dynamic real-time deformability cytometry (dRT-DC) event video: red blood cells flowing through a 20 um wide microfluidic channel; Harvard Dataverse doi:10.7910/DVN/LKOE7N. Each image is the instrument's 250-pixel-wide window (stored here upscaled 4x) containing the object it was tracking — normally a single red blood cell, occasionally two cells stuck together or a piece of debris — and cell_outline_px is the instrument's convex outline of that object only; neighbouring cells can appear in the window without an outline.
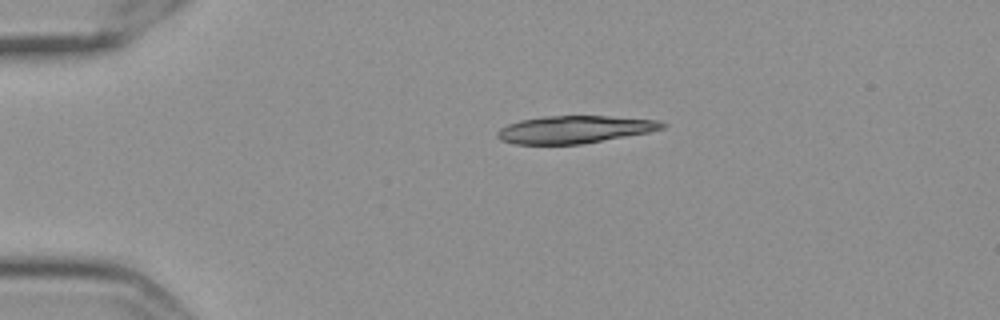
{"species": "Egyptian fruit bat (a non-hibernating species)", "species_latin": "Rousettus aegyptiacus", "temperature_condition": "cold", "stored_images_in_passage": 8, "camera_frame_rate_fps": 3000, "um_per_image_px": 0.085, "frame": {"image": 1, "passage_image": 1, "time_ms": 0.0, "image_size_px": [1000, 320], "cell_outline_px": [[668, 124], [664, 128], [648, 132], [580, 144], [516, 144], [500, 140], [496, 136], [496, 132], [500, 128], [508, 124], [520, 120], [544, 116], [608, 116], [660, 120]], "centroid_in_image_um": [48.83, 11.0], "position_along_channel_um": 36.2, "area_um2": 26.36}}
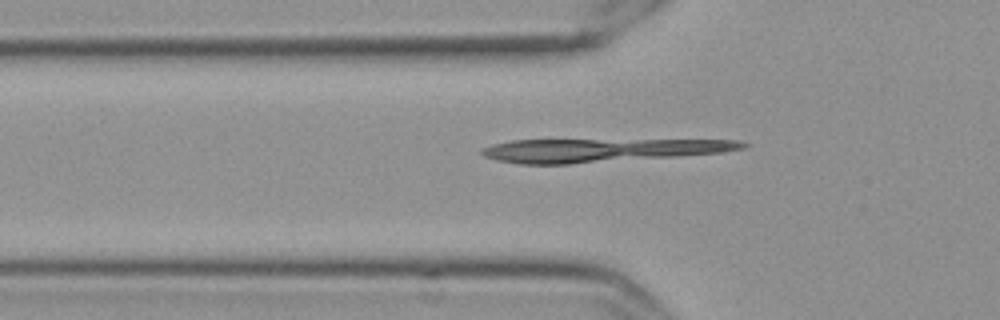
{"frame": {"image": 2, "passage_image": 8, "time_ms": 2.333, "image_size_px": [1000, 320], "cell_outline_px": [[752, 144], [744, 148], [724, 152], [676, 156], [568, 164], [516, 164], [496, 160], [484, 156], [480, 152], [484, 148], [492, 144], [512, 140], [740, 140]], "centroid_in_image_um": [51.12, 12.76], "position_along_channel_um": 74.7, "area_um2": 35.32}}